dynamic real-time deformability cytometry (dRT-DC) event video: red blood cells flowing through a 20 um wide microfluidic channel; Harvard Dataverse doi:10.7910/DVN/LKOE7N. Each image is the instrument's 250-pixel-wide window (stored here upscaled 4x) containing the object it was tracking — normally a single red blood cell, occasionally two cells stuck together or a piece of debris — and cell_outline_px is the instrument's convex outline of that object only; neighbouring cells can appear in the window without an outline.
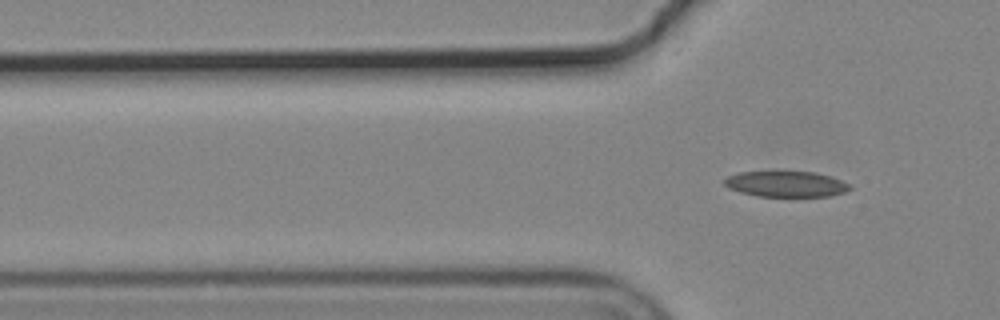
{"species": "common noctule bat (a hibernating species)", "species_latin": "Nyctalus noctula", "temperature_condition": "cold", "stored_images_in_passage": 4, "camera_frame_rate_fps": 3000, "um_per_image_px": 0.085, "animal": {"sex": "male", "body_mass_g": 19.2, "forearm_length_mm": 51.8}, "frame": {"image": 1, "passage_image": 4, "time_ms": 1.0, "image_size_px": [1000, 320], "cell_outline_px": [[852, 188], [844, 192], [828, 196], [756, 196], [740, 192], [728, 188], [724, 184], [724, 180], [728, 176], [740, 172], [816, 172], [840, 180], [848, 184]], "centroid_in_image_um": [66.78, 15.65], "position_along_channel_um": 59.0, "area_um2": 18.55}}